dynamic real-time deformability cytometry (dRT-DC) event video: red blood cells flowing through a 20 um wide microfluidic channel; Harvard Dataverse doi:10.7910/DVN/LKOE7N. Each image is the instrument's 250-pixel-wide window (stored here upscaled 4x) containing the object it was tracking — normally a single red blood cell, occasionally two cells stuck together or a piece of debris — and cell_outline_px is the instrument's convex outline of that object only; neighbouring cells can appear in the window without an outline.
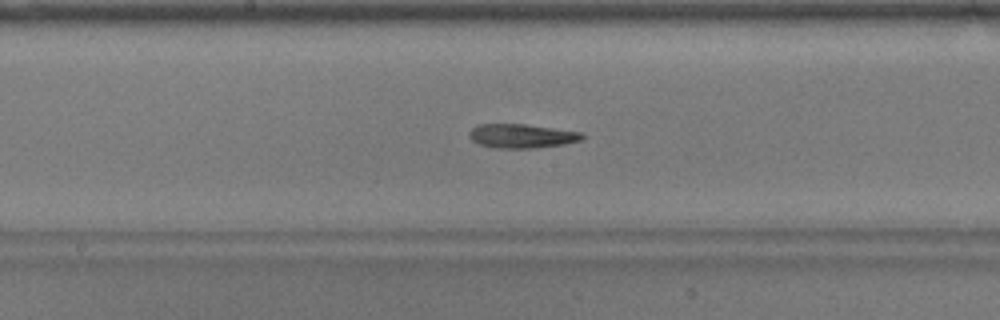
{"species": "common noctule bat (a hibernating species)", "species_latin": "Nyctalus noctula", "temperature_condition": "warm", "stored_images_in_passage": 48, "camera_frame_rate_fps": 3000, "um_per_image_px": 0.085, "animal": {"sex": "male", "body_mass_g": 17.9}, "frame": {"image": 1, "passage_image": 22, "time_ms": 7.0, "image_size_px": [1000, 320], "cell_outline_px": [[584, 140], [564, 144], [536, 148], [492, 148], [480, 144], [472, 140], [468, 136], [468, 132], [476, 124], [524, 124], [584, 132]], "centroid_in_image_um": [44.36, 11.56], "position_along_channel_um": 203.8, "area_um2": 16.07}}
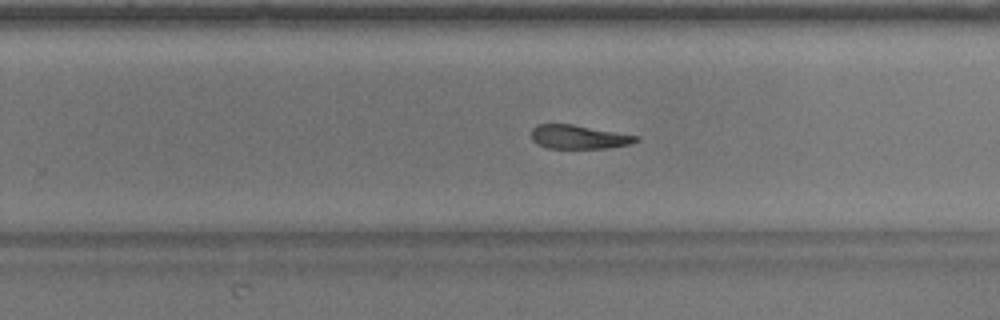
{"frame": {"image": 2, "passage_image": 28, "time_ms": 9.0, "image_size_px": [1000, 320], "cell_outline_px": [[640, 140], [632, 144], [608, 148], [548, 148], [536, 144], [532, 140], [532, 128], [536, 124], [572, 124], [640, 136]], "centroid_in_image_um": [49.21, 11.64], "position_along_channel_um": 280.6, "area_um2": 14.68}}
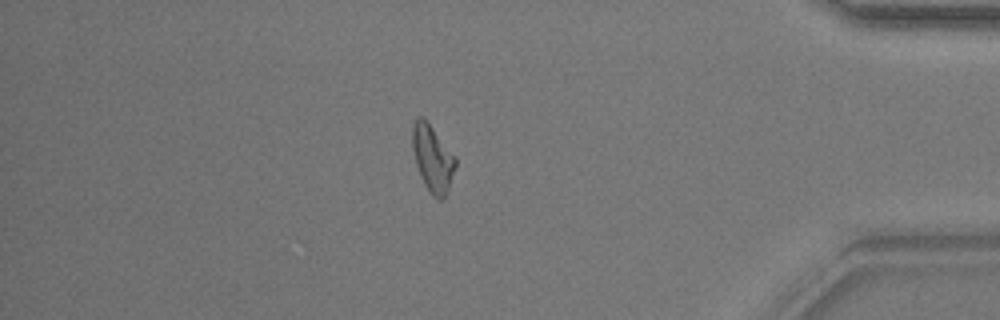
{"frame": {"image": 3, "passage_image": 40, "time_ms": 13.0, "image_size_px": [1000, 320], "cell_outline_px": [[456, 164], [444, 200], [436, 200], [432, 196], [424, 184], [420, 176], [416, 164], [412, 148], [412, 124], [420, 116], [424, 116], [428, 120], [456, 156]], "centroid_in_image_um": [36.76, 13.44], "position_along_channel_um": 398.4, "area_um2": 17.05}, "authors_computed_cell_mechanics": {"area_um2": 16.2129, "velocity_mm_per_s": 3.8636, "shape_relaxation_time_tau1_ms": null, "shape_relaxation_time_tau2_ms": 3.7614, "deformation_change_tau1": null, "deformation_change_tau2": 0.1348}}